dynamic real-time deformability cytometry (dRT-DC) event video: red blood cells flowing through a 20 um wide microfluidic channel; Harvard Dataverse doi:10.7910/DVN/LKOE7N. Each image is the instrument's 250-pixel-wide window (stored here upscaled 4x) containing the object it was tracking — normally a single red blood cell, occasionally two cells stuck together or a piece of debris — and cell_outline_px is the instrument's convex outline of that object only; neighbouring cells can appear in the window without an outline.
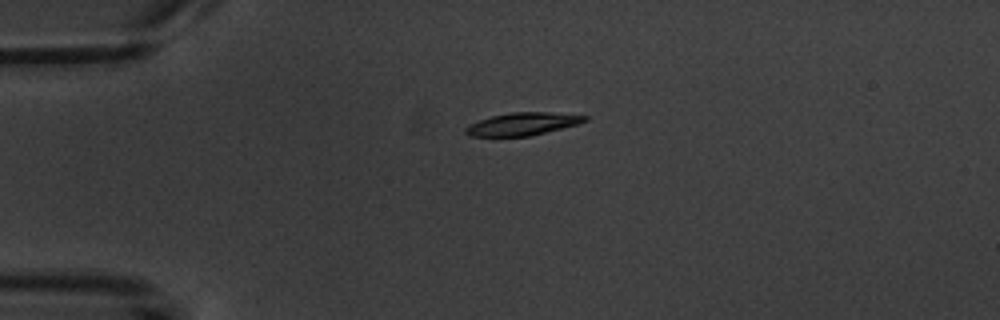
{"species": "common noctule bat (a hibernating species)", "species_latin": "Nyctalus noctula", "temperature_condition": "warm", "stored_images_in_passage": 3, "camera_frame_rate_fps": 3000, "um_per_image_px": 0.085, "animal": {"sex": "male", "body_mass_g": 20.1, "forearm_length_mm": 53.5}, "frame": {"image": 1, "passage_image": 3, "time_ms": 5.0, "image_size_px": [1000, 320], "cell_outline_px": [[588, 120], [580, 124], [528, 136], [468, 136], [464, 132], [464, 128], [468, 124], [492, 116], [512, 112], [548, 112], [588, 116]], "centroid_in_image_um": [44.41, 10.54], "position_along_channel_um": 40.6, "area_um2": 15.72}}